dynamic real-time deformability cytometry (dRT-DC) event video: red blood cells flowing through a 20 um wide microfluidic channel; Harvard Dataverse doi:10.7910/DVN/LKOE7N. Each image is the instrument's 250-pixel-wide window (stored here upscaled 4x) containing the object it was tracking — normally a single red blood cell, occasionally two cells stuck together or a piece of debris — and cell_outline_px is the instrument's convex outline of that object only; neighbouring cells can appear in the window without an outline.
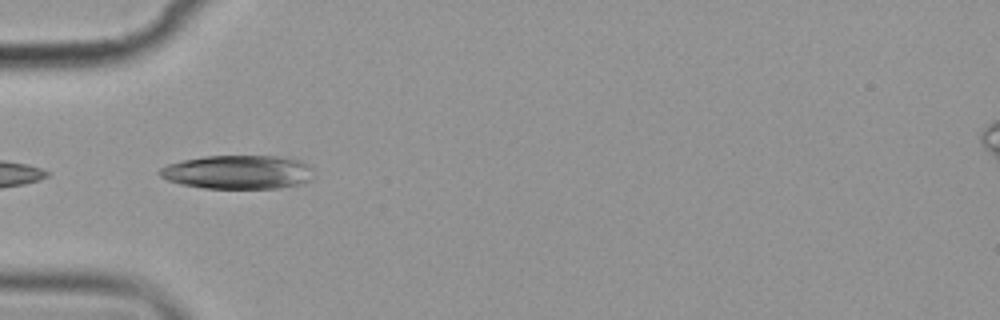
{"species": "common noctule bat (a hibernating species)", "species_latin": "Nyctalus noctula", "temperature_condition": "cold", "stored_images_in_passage": 4, "camera_frame_rate_fps": 3000, "um_per_image_px": 0.085, "animal": {"sex": "female", "body_mass_g": 19.9}, "frame": {"image": 1, "passage_image": 3, "time_ms": 2.333, "image_size_px": [1000, 320], "cell_outline_px": [[312, 168], [308, 180], [296, 184], [280, 188], [204, 188], [180, 184], [168, 180], [160, 176], [156, 172], [160, 168], [168, 164], [180, 160], [204, 156], [276, 156], [300, 160], [308, 164]], "centroid_in_image_um": [20.15, 14.62], "position_along_channel_um": 64.9, "area_um2": 30.23}}
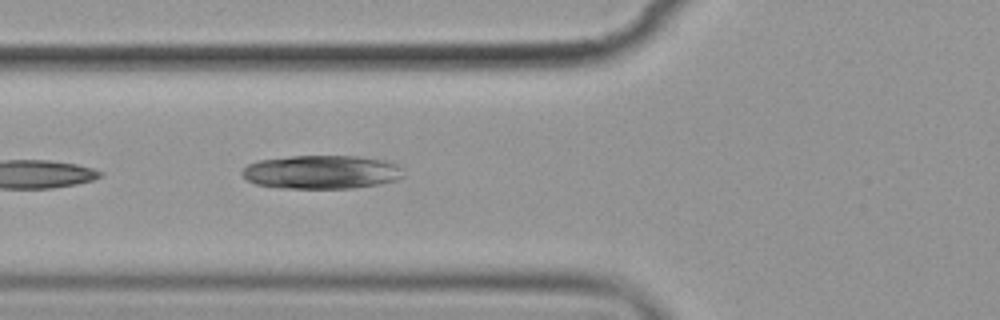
{"frame": {"image": 2, "passage_image": 4, "time_ms": 3.333, "image_size_px": [1000, 320], "cell_outline_px": [[404, 176], [396, 180], [380, 184], [352, 188], [280, 188], [256, 184], [248, 180], [240, 172], [248, 164], [260, 160], [292, 156], [356, 156], [384, 160], [396, 164], [400, 168]], "centroid_in_image_um": [27.33, 14.63], "position_along_channel_um": 98.5, "area_um2": 31.5}}